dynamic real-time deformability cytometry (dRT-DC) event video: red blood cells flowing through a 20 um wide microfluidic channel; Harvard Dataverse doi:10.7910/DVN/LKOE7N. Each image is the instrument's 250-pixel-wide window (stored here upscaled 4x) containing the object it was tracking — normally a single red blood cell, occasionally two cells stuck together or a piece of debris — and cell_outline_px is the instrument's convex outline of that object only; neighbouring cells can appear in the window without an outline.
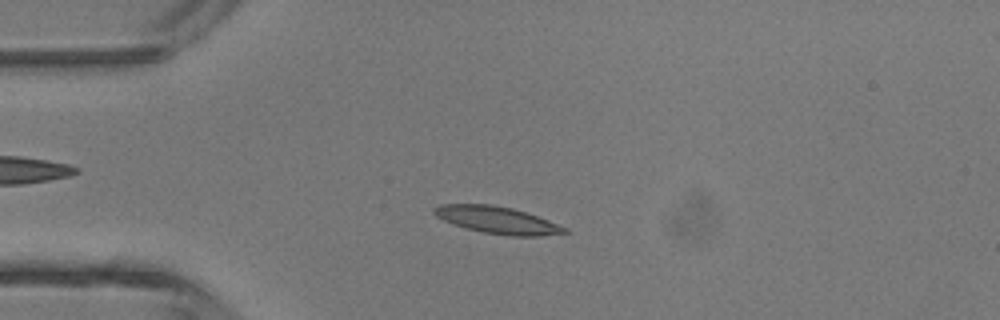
{"species": "common noctule bat (a hibernating species)", "species_latin": "Nyctalus noctula", "temperature_condition": "room temperature", "stored_images_in_passage": 45, "camera_frame_rate_fps": 3000, "um_per_image_px": 0.085, "animal": {"sex": "male", "body_mass_g": 13.3}, "frame": {"image": 1, "passage_image": 11, "time_ms": 3.333, "image_size_px": [1000, 320], "cell_outline_px": [[556, 228], [552, 232], [492, 232], [472, 228], [448, 220], [436, 212], [440, 208], [456, 204], [476, 204], [504, 208], [520, 212], [544, 220], [552, 224]], "centroid_in_image_um": [42.01, 18.61], "position_along_channel_um": 43.0, "area_um2": 15.9}}
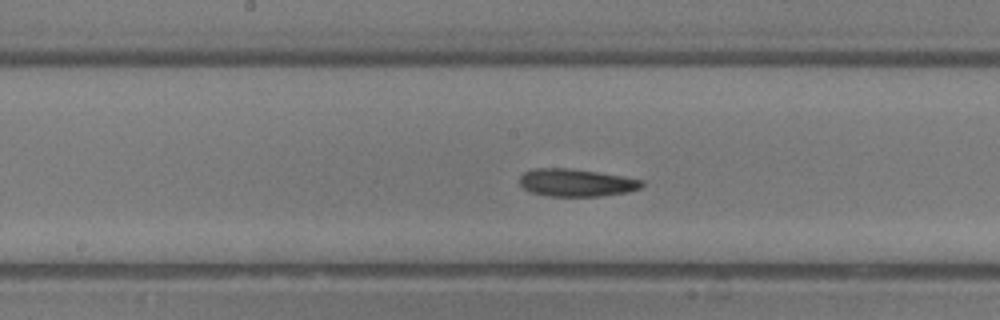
{"frame": {"image": 2, "passage_image": 23, "time_ms": 7.333, "image_size_px": [1000, 320], "cell_outline_px": [[640, 184], [636, 188], [616, 192], [576, 196], [568, 196], [540, 192], [528, 188], [524, 184], [524, 176], [528, 172], [588, 172], [636, 180]], "centroid_in_image_um": [49.04, 15.58], "position_along_channel_um": 199.2, "area_um2": 15.43}}
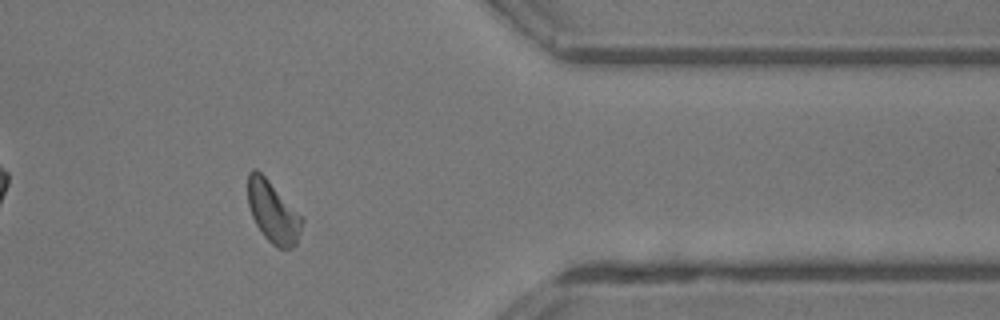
{"frame": {"image": 3, "passage_image": 37, "time_ms": 12.0, "image_size_px": [1000, 320], "cell_outline_px": [[284, 216], [280, 244], [276, 244], [260, 228], [252, 212], [248, 200], [248, 176], [252, 172], [260, 172], [276, 196]], "centroid_in_image_um": [22.55, 17.58], "position_along_channel_um": 388.8, "area_um2": 11.5}, "authors_computed_cell_mechanics": {"area_um2": 15.2014, "velocity_mm_per_s": 4.4865, "shape_relaxation_time_tau1_ms": null, "shape_relaxation_time_tau2_ms": 10.875, "deformation_change_tau1": null, "deformation_change_tau2": 0.2183}}